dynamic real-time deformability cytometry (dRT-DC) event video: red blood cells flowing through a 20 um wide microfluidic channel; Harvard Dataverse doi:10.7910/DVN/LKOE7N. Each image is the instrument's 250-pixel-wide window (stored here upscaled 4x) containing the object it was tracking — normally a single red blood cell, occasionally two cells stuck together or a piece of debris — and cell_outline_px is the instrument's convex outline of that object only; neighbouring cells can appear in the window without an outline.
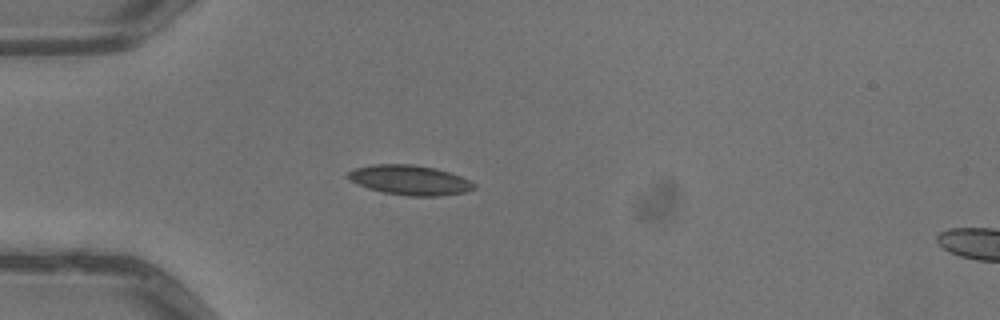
{"species": "common noctule bat (a hibernating species)", "species_latin": "Nyctalus noctula", "temperature_condition": "warm", "stored_images_in_passage": 5, "segment_of_instrument_passage": [1, 2], "camera_frame_rate_fps": 3000, "um_per_image_px": 0.085, "animal": {"sex": "male", "body_mass_g": 13.3}, "frame": {"image": 1, "passage_image": 4, "time_ms": 1.0, "image_size_px": [1000, 320], "cell_outline_px": [[476, 188], [468, 192], [440, 196], [408, 196], [384, 192], [368, 188], [344, 176], [348, 172], [356, 168], [372, 164], [412, 164], [436, 168], [460, 176], [476, 184]], "centroid_in_image_um": [34.87, 15.31], "position_along_channel_um": 50.1, "area_um2": 21.85}}